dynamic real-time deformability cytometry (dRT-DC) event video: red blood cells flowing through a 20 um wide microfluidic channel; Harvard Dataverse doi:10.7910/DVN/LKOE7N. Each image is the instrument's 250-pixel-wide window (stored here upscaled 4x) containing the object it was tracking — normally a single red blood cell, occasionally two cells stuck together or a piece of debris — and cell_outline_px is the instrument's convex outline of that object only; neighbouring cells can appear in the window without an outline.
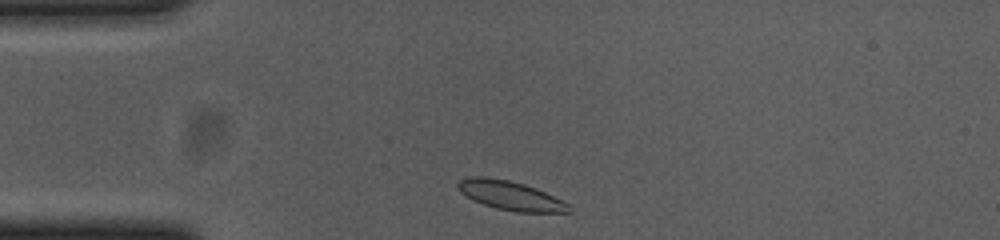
{"species": "common noctule bat (a hibernating species)", "species_latin": "Nyctalus noctula", "temperature_condition": "cold", "stored_images_in_passage": 34, "camera_frame_rate_fps": 3000, "um_per_image_px": 0.085, "animal": {"sex": "female", "body_mass_g": 23.0, "forearm_length_mm": 53.4}, "frame": {"image": 1, "passage_image": 1, "time_ms": 0.0, "image_size_px": [1000, 240], "cell_outline_px": [[572, 212], [516, 212], [496, 208], [472, 200], [460, 192], [456, 188], [456, 184], [460, 180], [472, 176], [484, 176], [508, 180], [524, 184], [536, 188], [568, 204]], "centroid_in_image_um": [43.33, 16.61], "position_along_channel_um": 41.7, "area_um2": 18.67}}
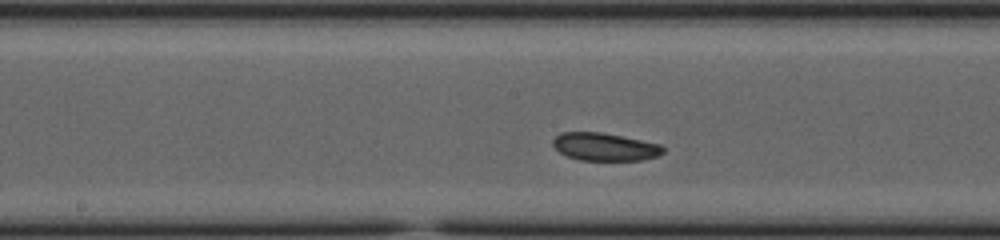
{"frame": {"image": 2, "passage_image": 16, "time_ms": 5.0, "image_size_px": [1000, 240], "cell_outline_px": [[664, 152], [656, 156], [640, 160], [580, 160], [568, 156], [560, 152], [552, 144], [552, 140], [560, 132], [600, 132], [660, 144], [664, 148]], "centroid_in_image_um": [51.38, 12.47], "position_along_channel_um": 196.8, "area_um2": 17.63}}
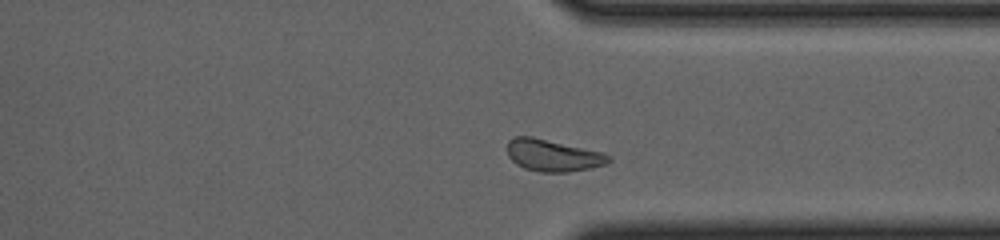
{"frame": {"image": 3, "passage_image": 30, "time_ms": 9.667, "image_size_px": [1000, 240], "cell_outline_px": [[612, 160], [608, 164], [568, 172], [540, 172], [524, 168], [516, 164], [508, 156], [508, 140], [516, 136], [532, 136], [600, 152], [612, 156]], "centroid_in_image_um": [46.99, 13.21], "position_along_channel_um": 364.4, "area_um2": 18.73}, "authors_computed_cell_mechanics": {"area_um2": 18.496, "velocity_mm_per_s": 3.5961, "shape_relaxation_time_tau1_ms": null, "shape_relaxation_time_tau2_ms": 2.9799, "deformation_change_tau1": null, "deformation_change_tau2": 0.0511}}